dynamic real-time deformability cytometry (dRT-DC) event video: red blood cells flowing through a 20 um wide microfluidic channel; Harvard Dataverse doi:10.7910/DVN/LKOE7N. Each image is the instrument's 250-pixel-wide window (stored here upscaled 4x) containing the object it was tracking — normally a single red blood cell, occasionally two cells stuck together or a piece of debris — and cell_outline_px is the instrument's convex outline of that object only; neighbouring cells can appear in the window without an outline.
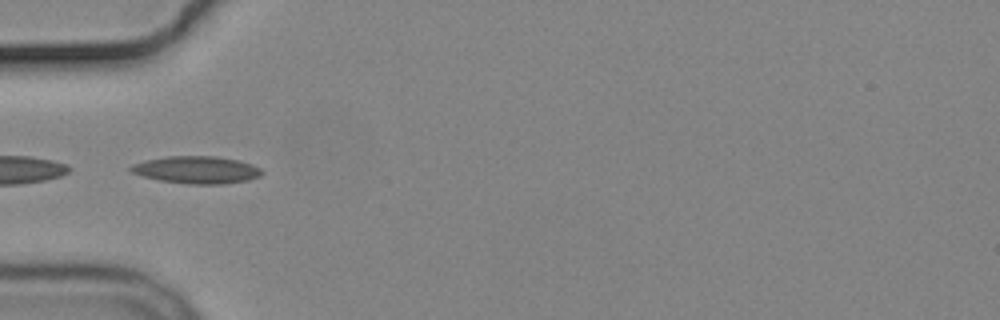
{"species": "common noctule bat (a hibernating species)", "species_latin": "Nyctalus noctula", "temperature_condition": "cold", "stored_images_in_passage": 6, "camera_frame_rate_fps": 3000, "um_per_image_px": 0.085, "animal": {"sex": "male", "body_mass_g": 19.2, "forearm_length_mm": 51.8}, "frame": {"image": 1, "passage_image": 4, "time_ms": 4.333, "image_size_px": [1000, 320], "cell_outline_px": [[264, 172], [260, 176], [248, 180], [224, 184], [192, 184], [160, 180], [144, 176], [132, 172], [128, 168], [132, 164], [144, 160], [168, 156], [216, 156], [236, 160], [252, 164], [260, 168]], "centroid_in_image_um": [16.72, 14.43], "position_along_channel_um": 68.3, "area_um2": 20.81}}
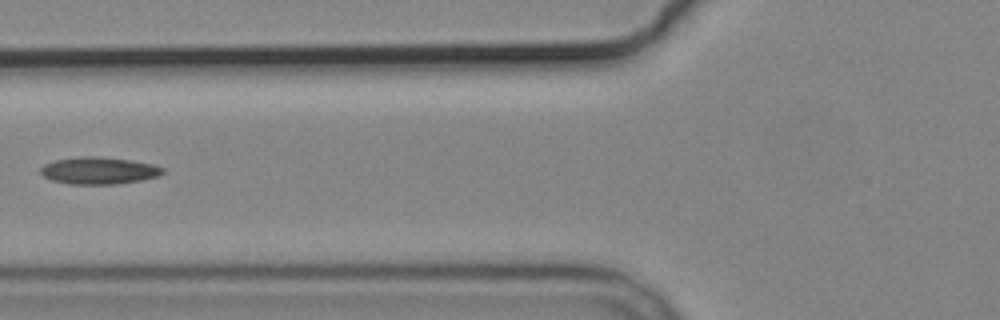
{"frame": {"image": 2, "passage_image": 5, "time_ms": 5.667, "image_size_px": [1000, 320], "cell_outline_px": [[164, 172], [160, 176], [140, 180], [116, 184], [68, 184], [52, 180], [44, 176], [40, 172], [40, 168], [44, 164], [56, 160], [80, 156], [100, 156], [132, 160], [152, 164], [164, 168]], "centroid_in_image_um": [8.41, 14.49], "position_along_channel_um": 117.4, "area_um2": 19.36}}
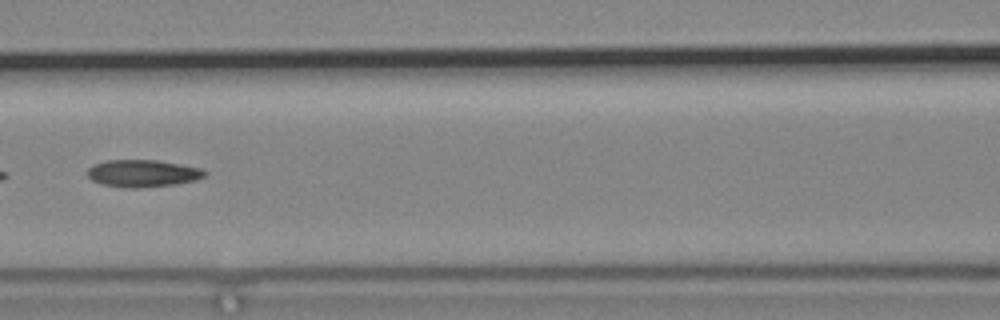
{"frame": {"image": 3, "passage_image": 6, "time_ms": 6.667, "image_size_px": [1000, 320], "cell_outline_px": [[208, 172], [204, 176], [196, 180], [176, 184], [136, 188], [124, 188], [104, 184], [92, 180], [88, 176], [88, 168], [92, 164], [108, 160], [156, 160], [204, 168]], "centroid_in_image_um": [12.16, 14.73], "position_along_channel_um": 154.4, "area_um2": 18.67}}